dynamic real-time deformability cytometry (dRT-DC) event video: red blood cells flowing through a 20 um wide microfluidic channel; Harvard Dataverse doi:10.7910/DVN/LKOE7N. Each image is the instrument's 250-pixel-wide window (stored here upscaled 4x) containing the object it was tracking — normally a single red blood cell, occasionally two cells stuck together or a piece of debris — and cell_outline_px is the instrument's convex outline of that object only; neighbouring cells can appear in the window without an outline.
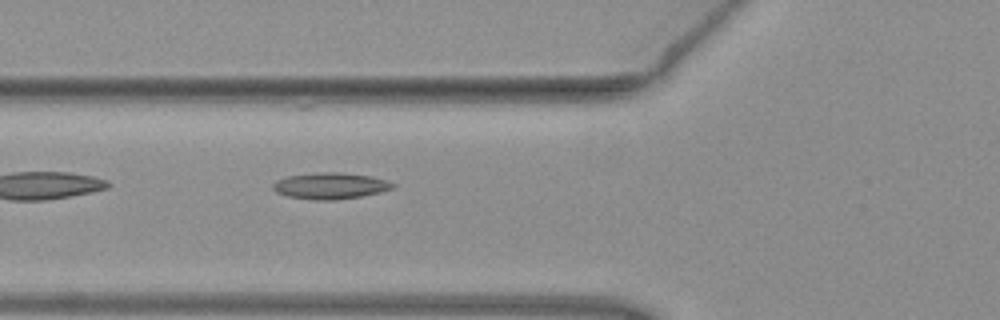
{"species": "common noctule bat (a hibernating species)", "species_latin": "Nyctalus noctula", "temperature_condition": "warm", "stored_images_in_passage": 37, "camera_frame_rate_fps": 3000, "um_per_image_px": 0.085, "animal": {"sex": "female", "body_mass_g": 19.3, "forearm_length_mm": 54.1}, "frame": {"image": 1, "passage_image": 4, "time_ms": 1.0, "image_size_px": [1000, 320], "cell_outline_px": [[396, 184], [392, 188], [380, 192], [360, 196], [336, 200], [316, 200], [288, 196], [276, 192], [272, 188], [272, 184], [276, 180], [288, 176], [320, 172], [340, 172], [372, 176], [388, 180]], "centroid_in_image_um": [28.08, 15.79], "position_along_channel_um": 97.7, "area_um2": 18.38}}
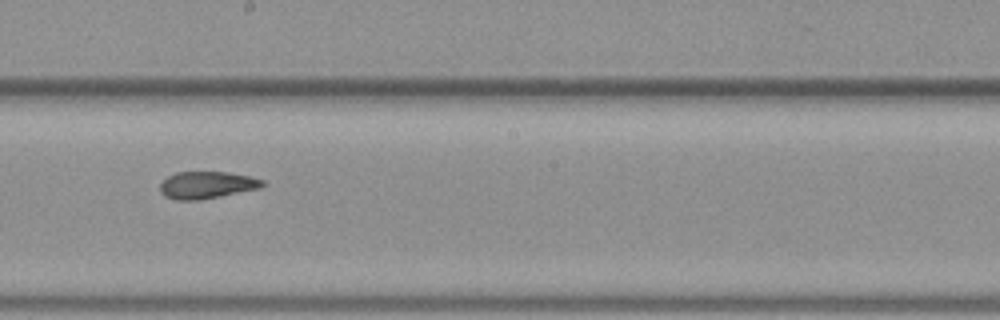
{"frame": {"image": 2, "passage_image": 14, "time_ms": 4.333, "image_size_px": [1000, 320], "cell_outline_px": [[264, 184], [260, 188], [200, 200], [176, 200], [164, 196], [160, 192], [160, 184], [168, 176], [176, 172], [228, 172], [248, 176], [264, 180]], "centroid_in_image_um": [17.55, 15.73], "position_along_channel_um": 230.6, "area_um2": 16.13}}
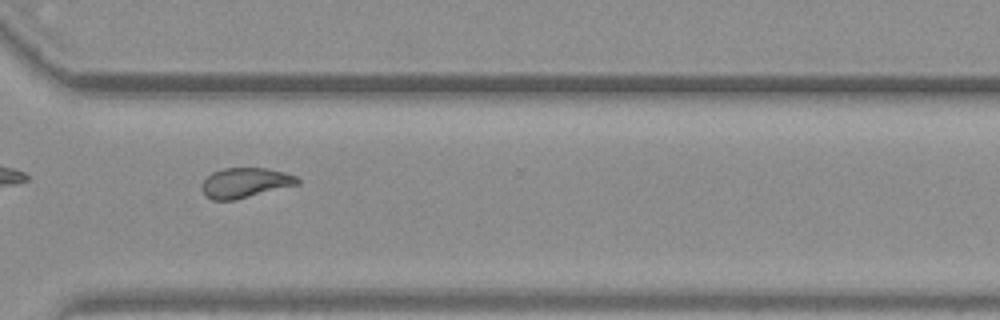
{"frame": {"image": 3, "passage_image": 23, "time_ms": 7.333, "image_size_px": [1000, 320], "cell_outline_px": [[300, 184], [236, 200], [212, 200], [204, 196], [200, 188], [200, 184], [212, 172], [224, 168], [264, 168], [284, 172], [296, 176], [300, 180]], "centroid_in_image_um": [20.81, 15.55], "position_along_channel_um": 349.8, "area_um2": 16.94}, "authors_computed_cell_mechanics": {"area_um2": 16.9932, "velocity_mm_per_s": 3.9778, "shape_relaxation_time_tau1_ms": null, "shape_relaxation_time_tau2_ms": 2.0549, "deformation_change_tau1": null, "deformation_change_tau2": 0.0925}}